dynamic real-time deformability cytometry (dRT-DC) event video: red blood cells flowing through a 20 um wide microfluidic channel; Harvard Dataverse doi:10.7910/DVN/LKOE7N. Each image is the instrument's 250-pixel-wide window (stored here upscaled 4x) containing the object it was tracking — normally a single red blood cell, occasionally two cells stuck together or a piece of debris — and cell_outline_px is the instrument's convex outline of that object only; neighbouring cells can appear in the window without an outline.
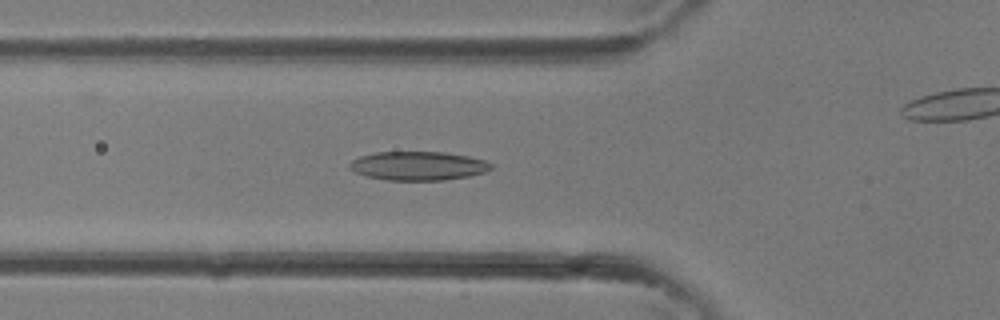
{"species": "common noctule bat (a hibernating species)", "species_latin": "Nyctalus noctula", "temperature_condition": "room temperature", "stored_images_in_passage": 38, "camera_frame_rate_fps": 3000, "um_per_image_px": 0.085, "animal": {"sex": "female"}, "frame": {"image": 1, "passage_image": 13, "time_ms": 4.0, "image_size_px": [1000, 320], "cell_outline_px": [[492, 168], [484, 172], [468, 176], [444, 180], [384, 180], [368, 176], [356, 172], [348, 168], [348, 164], [352, 160], [360, 156], [376, 152], [444, 152], [468, 156], [484, 160], [492, 164]], "centroid_in_image_um": [35.52, 14.09], "position_along_channel_um": 90.3, "area_um2": 23.7}}
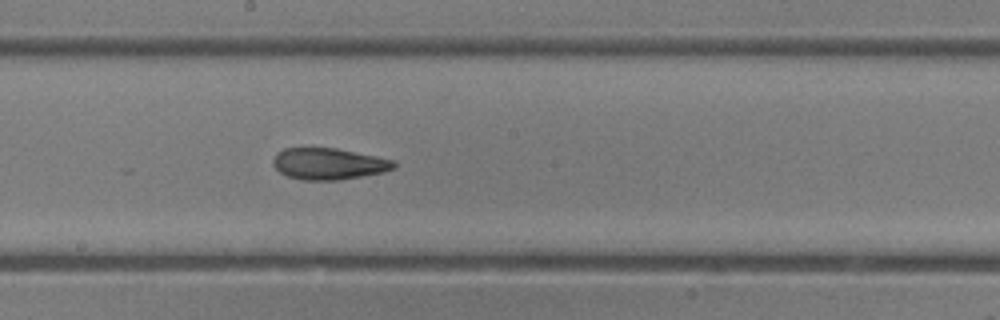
{"frame": {"image": 2, "passage_image": 20, "time_ms": 6.333, "image_size_px": [1000, 320], "cell_outline_px": [[396, 168], [384, 172], [336, 180], [304, 180], [288, 176], [280, 172], [272, 164], [272, 160], [276, 152], [284, 148], [336, 148], [396, 160]], "centroid_in_image_um": [27.94, 13.91], "position_along_channel_um": 220.3, "area_um2": 22.2}}
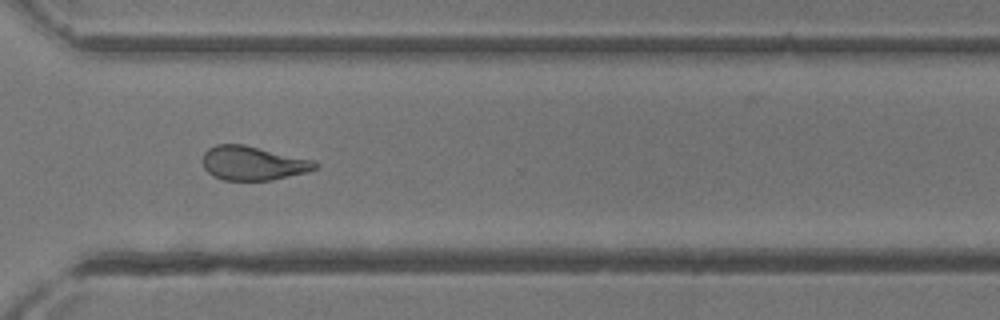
{"frame": {"image": 3, "passage_image": 27, "time_ms": 8.667, "image_size_px": [1000, 320], "cell_outline_px": [[320, 164], [316, 168], [304, 172], [272, 180], [224, 180], [212, 176], [204, 168], [200, 160], [204, 152], [208, 148], [216, 144], [244, 144], [316, 160]], "centroid_in_image_um": [21.47, 13.85], "position_along_channel_um": 349.1, "area_um2": 22.6}}